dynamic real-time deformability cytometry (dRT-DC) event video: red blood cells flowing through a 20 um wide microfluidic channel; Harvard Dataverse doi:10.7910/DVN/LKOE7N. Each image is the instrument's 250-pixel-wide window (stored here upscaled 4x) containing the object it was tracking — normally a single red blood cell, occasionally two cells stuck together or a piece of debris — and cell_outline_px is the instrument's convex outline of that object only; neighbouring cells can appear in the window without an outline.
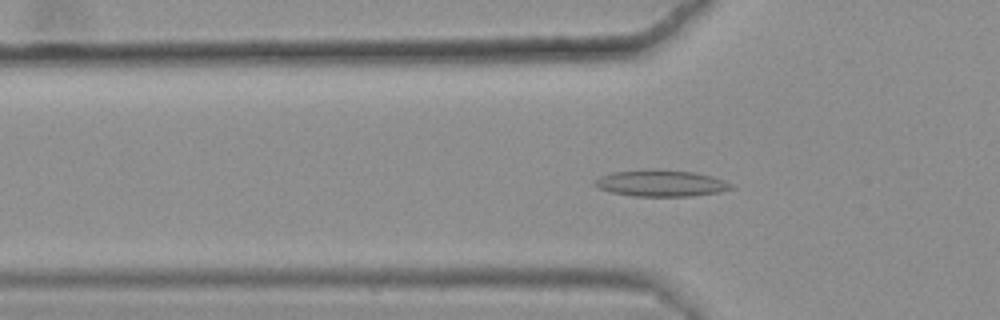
{"species": "common noctule bat (a hibernating species)", "species_latin": "Nyctalus noctula", "temperature_condition": "warm", "stored_images_in_passage": 46, "camera_frame_rate_fps": 3000, "um_per_image_px": 0.085, "animal": {"sex": "female", "body_mass_g": 25.1}, "frame": {"image": 1, "passage_image": 17, "time_ms": 5.333, "image_size_px": [1000, 320], "cell_outline_px": [[732, 188], [720, 192], [692, 196], [632, 196], [612, 192], [600, 188], [592, 184], [592, 180], [600, 176], [612, 172], [652, 168], [696, 172], [712, 176], [724, 180], [732, 184]], "centroid_in_image_um": [56.16, 15.56], "position_along_channel_um": 69.6, "area_um2": 21.33}}
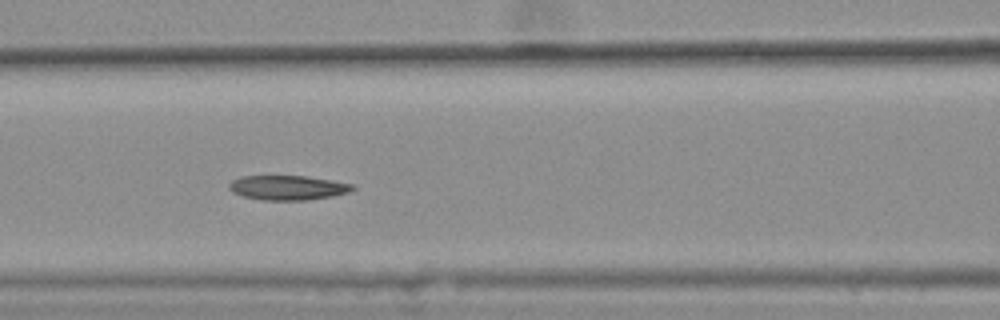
{"frame": {"image": 2, "passage_image": 23, "time_ms": 7.333, "image_size_px": [1000, 320], "cell_outline_px": [[356, 188], [348, 192], [332, 196], [308, 200], [260, 200], [244, 196], [232, 192], [228, 188], [228, 184], [232, 180], [240, 176], [308, 176], [332, 180], [352, 184]], "centroid_in_image_um": [24.44, 15.95], "position_along_channel_um": 142.2, "area_um2": 17.74}}
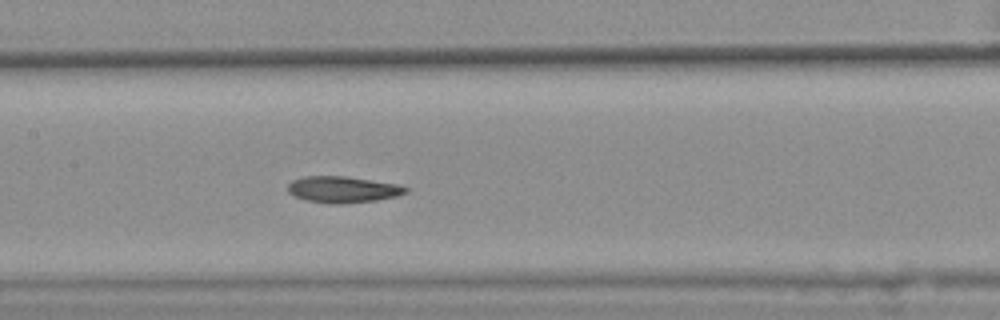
{"frame": {"image": 3, "passage_image": 26, "time_ms": 8.333, "image_size_px": [1000, 320], "cell_outline_px": [[408, 192], [396, 196], [376, 200], [344, 204], [328, 204], [308, 200], [296, 196], [288, 192], [288, 184], [292, 180], [304, 176], [348, 176], [396, 184], [408, 188]], "centroid_in_image_um": [29.13, 16.1], "position_along_channel_um": 178.3, "area_um2": 18.09}}